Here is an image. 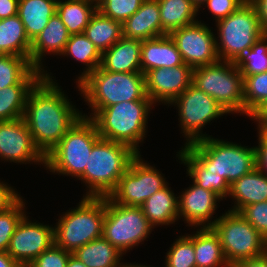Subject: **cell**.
Returning a JSON list of instances; mask_svg holds the SVG:
<instances>
[{
	"instance_id": "cell-1",
	"label": "cell",
	"mask_w": 267,
	"mask_h": 267,
	"mask_svg": "<svg viewBox=\"0 0 267 267\" xmlns=\"http://www.w3.org/2000/svg\"><path fill=\"white\" fill-rule=\"evenodd\" d=\"M52 78L45 70L27 96L23 116L35 146L44 156L82 117V112L72 105L62 86Z\"/></svg>"
},
{
	"instance_id": "cell-2",
	"label": "cell",
	"mask_w": 267,
	"mask_h": 267,
	"mask_svg": "<svg viewBox=\"0 0 267 267\" xmlns=\"http://www.w3.org/2000/svg\"><path fill=\"white\" fill-rule=\"evenodd\" d=\"M80 95L91 108V117L97 110L121 102L150 99L146 94L145 75L142 72H109L101 66L77 84ZM83 94V95H82Z\"/></svg>"
},
{
	"instance_id": "cell-3",
	"label": "cell",
	"mask_w": 267,
	"mask_h": 267,
	"mask_svg": "<svg viewBox=\"0 0 267 267\" xmlns=\"http://www.w3.org/2000/svg\"><path fill=\"white\" fill-rule=\"evenodd\" d=\"M137 155L126 144L100 138L92 148L85 171L77 178L88 188L83 197H108Z\"/></svg>"
},
{
	"instance_id": "cell-4",
	"label": "cell",
	"mask_w": 267,
	"mask_h": 267,
	"mask_svg": "<svg viewBox=\"0 0 267 267\" xmlns=\"http://www.w3.org/2000/svg\"><path fill=\"white\" fill-rule=\"evenodd\" d=\"M152 106L151 99L121 102L101 108L89 118L101 138L126 144L140 154L139 143L146 138Z\"/></svg>"
},
{
	"instance_id": "cell-5",
	"label": "cell",
	"mask_w": 267,
	"mask_h": 267,
	"mask_svg": "<svg viewBox=\"0 0 267 267\" xmlns=\"http://www.w3.org/2000/svg\"><path fill=\"white\" fill-rule=\"evenodd\" d=\"M207 170L223 177L229 185L256 168L255 147L215 139L212 135L184 146Z\"/></svg>"
},
{
	"instance_id": "cell-6",
	"label": "cell",
	"mask_w": 267,
	"mask_h": 267,
	"mask_svg": "<svg viewBox=\"0 0 267 267\" xmlns=\"http://www.w3.org/2000/svg\"><path fill=\"white\" fill-rule=\"evenodd\" d=\"M63 213L54 225L57 246L74 253L81 246L102 237L105 197H82L75 208Z\"/></svg>"
},
{
	"instance_id": "cell-7",
	"label": "cell",
	"mask_w": 267,
	"mask_h": 267,
	"mask_svg": "<svg viewBox=\"0 0 267 267\" xmlns=\"http://www.w3.org/2000/svg\"><path fill=\"white\" fill-rule=\"evenodd\" d=\"M100 138L94 122L82 116L45 156L44 167L54 174L78 178Z\"/></svg>"
},
{
	"instance_id": "cell-8",
	"label": "cell",
	"mask_w": 267,
	"mask_h": 267,
	"mask_svg": "<svg viewBox=\"0 0 267 267\" xmlns=\"http://www.w3.org/2000/svg\"><path fill=\"white\" fill-rule=\"evenodd\" d=\"M216 48L220 60L236 62L265 32L255 5L246 0L228 17L216 22Z\"/></svg>"
},
{
	"instance_id": "cell-9",
	"label": "cell",
	"mask_w": 267,
	"mask_h": 267,
	"mask_svg": "<svg viewBox=\"0 0 267 267\" xmlns=\"http://www.w3.org/2000/svg\"><path fill=\"white\" fill-rule=\"evenodd\" d=\"M192 85L214 98L229 114L245 115L243 75L235 62L219 60L193 68Z\"/></svg>"
},
{
	"instance_id": "cell-10",
	"label": "cell",
	"mask_w": 267,
	"mask_h": 267,
	"mask_svg": "<svg viewBox=\"0 0 267 267\" xmlns=\"http://www.w3.org/2000/svg\"><path fill=\"white\" fill-rule=\"evenodd\" d=\"M211 228L229 265L267 254V240L239 212L222 213Z\"/></svg>"
},
{
	"instance_id": "cell-11",
	"label": "cell",
	"mask_w": 267,
	"mask_h": 267,
	"mask_svg": "<svg viewBox=\"0 0 267 267\" xmlns=\"http://www.w3.org/2000/svg\"><path fill=\"white\" fill-rule=\"evenodd\" d=\"M153 230L141 207L117 204L109 196L105 197L102 236L124 255L143 244Z\"/></svg>"
},
{
	"instance_id": "cell-12",
	"label": "cell",
	"mask_w": 267,
	"mask_h": 267,
	"mask_svg": "<svg viewBox=\"0 0 267 267\" xmlns=\"http://www.w3.org/2000/svg\"><path fill=\"white\" fill-rule=\"evenodd\" d=\"M172 105L178 108L179 127L186 138L184 146L210 137L206 132L203 134V127L219 116L229 114L214 98L192 84L169 106Z\"/></svg>"
},
{
	"instance_id": "cell-13",
	"label": "cell",
	"mask_w": 267,
	"mask_h": 267,
	"mask_svg": "<svg viewBox=\"0 0 267 267\" xmlns=\"http://www.w3.org/2000/svg\"><path fill=\"white\" fill-rule=\"evenodd\" d=\"M138 154L122 175L109 197L117 204L140 207L146 199L164 188L165 176Z\"/></svg>"
},
{
	"instance_id": "cell-14",
	"label": "cell",
	"mask_w": 267,
	"mask_h": 267,
	"mask_svg": "<svg viewBox=\"0 0 267 267\" xmlns=\"http://www.w3.org/2000/svg\"><path fill=\"white\" fill-rule=\"evenodd\" d=\"M170 37L186 65L196 68L218 62L216 34L201 20L189 26L173 30Z\"/></svg>"
},
{
	"instance_id": "cell-15",
	"label": "cell",
	"mask_w": 267,
	"mask_h": 267,
	"mask_svg": "<svg viewBox=\"0 0 267 267\" xmlns=\"http://www.w3.org/2000/svg\"><path fill=\"white\" fill-rule=\"evenodd\" d=\"M28 217L25 214L18 223L7 249V253L21 267H27L55 243L53 225L32 222Z\"/></svg>"
},
{
	"instance_id": "cell-16",
	"label": "cell",
	"mask_w": 267,
	"mask_h": 267,
	"mask_svg": "<svg viewBox=\"0 0 267 267\" xmlns=\"http://www.w3.org/2000/svg\"><path fill=\"white\" fill-rule=\"evenodd\" d=\"M0 159L4 162L45 165L24 118L0 121Z\"/></svg>"
},
{
	"instance_id": "cell-17",
	"label": "cell",
	"mask_w": 267,
	"mask_h": 267,
	"mask_svg": "<svg viewBox=\"0 0 267 267\" xmlns=\"http://www.w3.org/2000/svg\"><path fill=\"white\" fill-rule=\"evenodd\" d=\"M193 68L182 64L172 68H157L145 74L146 94L152 103L169 105L192 84Z\"/></svg>"
},
{
	"instance_id": "cell-18",
	"label": "cell",
	"mask_w": 267,
	"mask_h": 267,
	"mask_svg": "<svg viewBox=\"0 0 267 267\" xmlns=\"http://www.w3.org/2000/svg\"><path fill=\"white\" fill-rule=\"evenodd\" d=\"M192 183L178 196V217L179 219L183 217L182 220L191 229L193 226L195 228L211 227L218 219L213 216L216 214L217 202L223 199L214 192Z\"/></svg>"
},
{
	"instance_id": "cell-19",
	"label": "cell",
	"mask_w": 267,
	"mask_h": 267,
	"mask_svg": "<svg viewBox=\"0 0 267 267\" xmlns=\"http://www.w3.org/2000/svg\"><path fill=\"white\" fill-rule=\"evenodd\" d=\"M70 38L67 27L61 21V18L55 13L46 27L38 34L31 43L30 49V62L42 73L45 71L43 66V57L46 54H53L55 56H61Z\"/></svg>"
},
{
	"instance_id": "cell-20",
	"label": "cell",
	"mask_w": 267,
	"mask_h": 267,
	"mask_svg": "<svg viewBox=\"0 0 267 267\" xmlns=\"http://www.w3.org/2000/svg\"><path fill=\"white\" fill-rule=\"evenodd\" d=\"M185 64L176 43L169 34L142 41L141 72L145 75L149 70L172 68Z\"/></svg>"
},
{
	"instance_id": "cell-21",
	"label": "cell",
	"mask_w": 267,
	"mask_h": 267,
	"mask_svg": "<svg viewBox=\"0 0 267 267\" xmlns=\"http://www.w3.org/2000/svg\"><path fill=\"white\" fill-rule=\"evenodd\" d=\"M123 36L135 40L162 36L160 9L157 0H144L140 8L122 23Z\"/></svg>"
},
{
	"instance_id": "cell-22",
	"label": "cell",
	"mask_w": 267,
	"mask_h": 267,
	"mask_svg": "<svg viewBox=\"0 0 267 267\" xmlns=\"http://www.w3.org/2000/svg\"><path fill=\"white\" fill-rule=\"evenodd\" d=\"M142 41L122 36L102 53L101 67L109 72H141Z\"/></svg>"
},
{
	"instance_id": "cell-23",
	"label": "cell",
	"mask_w": 267,
	"mask_h": 267,
	"mask_svg": "<svg viewBox=\"0 0 267 267\" xmlns=\"http://www.w3.org/2000/svg\"><path fill=\"white\" fill-rule=\"evenodd\" d=\"M228 197L234 200V206L229 210L233 212L267 201V175L256 167L230 185Z\"/></svg>"
},
{
	"instance_id": "cell-24",
	"label": "cell",
	"mask_w": 267,
	"mask_h": 267,
	"mask_svg": "<svg viewBox=\"0 0 267 267\" xmlns=\"http://www.w3.org/2000/svg\"><path fill=\"white\" fill-rule=\"evenodd\" d=\"M140 207L154 228L175 224L179 220L178 196L168 184L146 199Z\"/></svg>"
},
{
	"instance_id": "cell-25",
	"label": "cell",
	"mask_w": 267,
	"mask_h": 267,
	"mask_svg": "<svg viewBox=\"0 0 267 267\" xmlns=\"http://www.w3.org/2000/svg\"><path fill=\"white\" fill-rule=\"evenodd\" d=\"M43 73L25 57L0 54V89L12 85H35Z\"/></svg>"
},
{
	"instance_id": "cell-26",
	"label": "cell",
	"mask_w": 267,
	"mask_h": 267,
	"mask_svg": "<svg viewBox=\"0 0 267 267\" xmlns=\"http://www.w3.org/2000/svg\"><path fill=\"white\" fill-rule=\"evenodd\" d=\"M57 0H19L18 15L28 38L33 41L56 13Z\"/></svg>"
},
{
	"instance_id": "cell-27",
	"label": "cell",
	"mask_w": 267,
	"mask_h": 267,
	"mask_svg": "<svg viewBox=\"0 0 267 267\" xmlns=\"http://www.w3.org/2000/svg\"><path fill=\"white\" fill-rule=\"evenodd\" d=\"M31 43L18 14L0 19V54L17 55L30 60Z\"/></svg>"
},
{
	"instance_id": "cell-28",
	"label": "cell",
	"mask_w": 267,
	"mask_h": 267,
	"mask_svg": "<svg viewBox=\"0 0 267 267\" xmlns=\"http://www.w3.org/2000/svg\"><path fill=\"white\" fill-rule=\"evenodd\" d=\"M196 230L193 234L196 267H230L214 230L211 227Z\"/></svg>"
},
{
	"instance_id": "cell-29",
	"label": "cell",
	"mask_w": 267,
	"mask_h": 267,
	"mask_svg": "<svg viewBox=\"0 0 267 267\" xmlns=\"http://www.w3.org/2000/svg\"><path fill=\"white\" fill-rule=\"evenodd\" d=\"M176 153L179 163L186 165V174L196 185L214 192L222 199L228 198L230 185L223 177L207 173L204 166L184 146Z\"/></svg>"
},
{
	"instance_id": "cell-30",
	"label": "cell",
	"mask_w": 267,
	"mask_h": 267,
	"mask_svg": "<svg viewBox=\"0 0 267 267\" xmlns=\"http://www.w3.org/2000/svg\"><path fill=\"white\" fill-rule=\"evenodd\" d=\"M160 9L162 36L173 30L189 26L198 21V9L190 0H157Z\"/></svg>"
},
{
	"instance_id": "cell-31",
	"label": "cell",
	"mask_w": 267,
	"mask_h": 267,
	"mask_svg": "<svg viewBox=\"0 0 267 267\" xmlns=\"http://www.w3.org/2000/svg\"><path fill=\"white\" fill-rule=\"evenodd\" d=\"M72 254L87 267H118L124 256L103 236L81 246Z\"/></svg>"
},
{
	"instance_id": "cell-32",
	"label": "cell",
	"mask_w": 267,
	"mask_h": 267,
	"mask_svg": "<svg viewBox=\"0 0 267 267\" xmlns=\"http://www.w3.org/2000/svg\"><path fill=\"white\" fill-rule=\"evenodd\" d=\"M96 11L97 4L90 0H57L56 13L70 35L83 33Z\"/></svg>"
},
{
	"instance_id": "cell-33",
	"label": "cell",
	"mask_w": 267,
	"mask_h": 267,
	"mask_svg": "<svg viewBox=\"0 0 267 267\" xmlns=\"http://www.w3.org/2000/svg\"><path fill=\"white\" fill-rule=\"evenodd\" d=\"M83 33L103 53L123 36L122 23L97 10Z\"/></svg>"
},
{
	"instance_id": "cell-34",
	"label": "cell",
	"mask_w": 267,
	"mask_h": 267,
	"mask_svg": "<svg viewBox=\"0 0 267 267\" xmlns=\"http://www.w3.org/2000/svg\"><path fill=\"white\" fill-rule=\"evenodd\" d=\"M63 55L72 57L86 66L76 79L77 84L101 65L102 53L84 33L70 35L61 56L64 57Z\"/></svg>"
},
{
	"instance_id": "cell-35",
	"label": "cell",
	"mask_w": 267,
	"mask_h": 267,
	"mask_svg": "<svg viewBox=\"0 0 267 267\" xmlns=\"http://www.w3.org/2000/svg\"><path fill=\"white\" fill-rule=\"evenodd\" d=\"M245 115L251 119L267 104V72L243 75Z\"/></svg>"
},
{
	"instance_id": "cell-36",
	"label": "cell",
	"mask_w": 267,
	"mask_h": 267,
	"mask_svg": "<svg viewBox=\"0 0 267 267\" xmlns=\"http://www.w3.org/2000/svg\"><path fill=\"white\" fill-rule=\"evenodd\" d=\"M35 85H12L0 89V121L22 118L26 100Z\"/></svg>"
},
{
	"instance_id": "cell-37",
	"label": "cell",
	"mask_w": 267,
	"mask_h": 267,
	"mask_svg": "<svg viewBox=\"0 0 267 267\" xmlns=\"http://www.w3.org/2000/svg\"><path fill=\"white\" fill-rule=\"evenodd\" d=\"M242 75L267 72V33L235 62Z\"/></svg>"
},
{
	"instance_id": "cell-38",
	"label": "cell",
	"mask_w": 267,
	"mask_h": 267,
	"mask_svg": "<svg viewBox=\"0 0 267 267\" xmlns=\"http://www.w3.org/2000/svg\"><path fill=\"white\" fill-rule=\"evenodd\" d=\"M193 233L175 239L166 252L164 267H196Z\"/></svg>"
},
{
	"instance_id": "cell-39",
	"label": "cell",
	"mask_w": 267,
	"mask_h": 267,
	"mask_svg": "<svg viewBox=\"0 0 267 267\" xmlns=\"http://www.w3.org/2000/svg\"><path fill=\"white\" fill-rule=\"evenodd\" d=\"M24 197H21L13 206L9 209L0 212V251L7 252L10 239L14 234V231L21 221L23 216L27 213L26 202Z\"/></svg>"
},
{
	"instance_id": "cell-40",
	"label": "cell",
	"mask_w": 267,
	"mask_h": 267,
	"mask_svg": "<svg viewBox=\"0 0 267 267\" xmlns=\"http://www.w3.org/2000/svg\"><path fill=\"white\" fill-rule=\"evenodd\" d=\"M144 0H101L97 10L111 19L123 23L132 16Z\"/></svg>"
},
{
	"instance_id": "cell-41",
	"label": "cell",
	"mask_w": 267,
	"mask_h": 267,
	"mask_svg": "<svg viewBox=\"0 0 267 267\" xmlns=\"http://www.w3.org/2000/svg\"><path fill=\"white\" fill-rule=\"evenodd\" d=\"M239 213L267 240V201L245 206Z\"/></svg>"
},
{
	"instance_id": "cell-42",
	"label": "cell",
	"mask_w": 267,
	"mask_h": 267,
	"mask_svg": "<svg viewBox=\"0 0 267 267\" xmlns=\"http://www.w3.org/2000/svg\"><path fill=\"white\" fill-rule=\"evenodd\" d=\"M71 254V252L66 251L54 243L27 267H66Z\"/></svg>"
},
{
	"instance_id": "cell-43",
	"label": "cell",
	"mask_w": 267,
	"mask_h": 267,
	"mask_svg": "<svg viewBox=\"0 0 267 267\" xmlns=\"http://www.w3.org/2000/svg\"><path fill=\"white\" fill-rule=\"evenodd\" d=\"M246 0H206L203 6L210 13L215 20V23L223 18L228 17L230 14L235 12L242 3Z\"/></svg>"
},
{
	"instance_id": "cell-44",
	"label": "cell",
	"mask_w": 267,
	"mask_h": 267,
	"mask_svg": "<svg viewBox=\"0 0 267 267\" xmlns=\"http://www.w3.org/2000/svg\"><path fill=\"white\" fill-rule=\"evenodd\" d=\"M256 167L267 175V129L257 126Z\"/></svg>"
},
{
	"instance_id": "cell-45",
	"label": "cell",
	"mask_w": 267,
	"mask_h": 267,
	"mask_svg": "<svg viewBox=\"0 0 267 267\" xmlns=\"http://www.w3.org/2000/svg\"><path fill=\"white\" fill-rule=\"evenodd\" d=\"M22 196L15 188H12L7 182L0 180V212L9 209L13 206Z\"/></svg>"
},
{
	"instance_id": "cell-46",
	"label": "cell",
	"mask_w": 267,
	"mask_h": 267,
	"mask_svg": "<svg viewBox=\"0 0 267 267\" xmlns=\"http://www.w3.org/2000/svg\"><path fill=\"white\" fill-rule=\"evenodd\" d=\"M19 0H0V19L18 14Z\"/></svg>"
},
{
	"instance_id": "cell-47",
	"label": "cell",
	"mask_w": 267,
	"mask_h": 267,
	"mask_svg": "<svg viewBox=\"0 0 267 267\" xmlns=\"http://www.w3.org/2000/svg\"><path fill=\"white\" fill-rule=\"evenodd\" d=\"M256 7L261 26L267 33V0H250Z\"/></svg>"
},
{
	"instance_id": "cell-48",
	"label": "cell",
	"mask_w": 267,
	"mask_h": 267,
	"mask_svg": "<svg viewBox=\"0 0 267 267\" xmlns=\"http://www.w3.org/2000/svg\"><path fill=\"white\" fill-rule=\"evenodd\" d=\"M230 267H267V254L259 258L233 263Z\"/></svg>"
},
{
	"instance_id": "cell-49",
	"label": "cell",
	"mask_w": 267,
	"mask_h": 267,
	"mask_svg": "<svg viewBox=\"0 0 267 267\" xmlns=\"http://www.w3.org/2000/svg\"><path fill=\"white\" fill-rule=\"evenodd\" d=\"M257 126L267 129V104L251 119Z\"/></svg>"
},
{
	"instance_id": "cell-50",
	"label": "cell",
	"mask_w": 267,
	"mask_h": 267,
	"mask_svg": "<svg viewBox=\"0 0 267 267\" xmlns=\"http://www.w3.org/2000/svg\"><path fill=\"white\" fill-rule=\"evenodd\" d=\"M0 267H21L7 252L0 251Z\"/></svg>"
},
{
	"instance_id": "cell-51",
	"label": "cell",
	"mask_w": 267,
	"mask_h": 267,
	"mask_svg": "<svg viewBox=\"0 0 267 267\" xmlns=\"http://www.w3.org/2000/svg\"><path fill=\"white\" fill-rule=\"evenodd\" d=\"M66 267H87L83 264L75 255L71 254L69 256Z\"/></svg>"
},
{
	"instance_id": "cell-52",
	"label": "cell",
	"mask_w": 267,
	"mask_h": 267,
	"mask_svg": "<svg viewBox=\"0 0 267 267\" xmlns=\"http://www.w3.org/2000/svg\"><path fill=\"white\" fill-rule=\"evenodd\" d=\"M150 266L151 265H149V266L148 265L146 266V265H143V264L141 265L140 263H138V264L137 263L136 264L133 263L132 264V263H129V262L128 263L121 262L118 267H150Z\"/></svg>"
},
{
	"instance_id": "cell-53",
	"label": "cell",
	"mask_w": 267,
	"mask_h": 267,
	"mask_svg": "<svg viewBox=\"0 0 267 267\" xmlns=\"http://www.w3.org/2000/svg\"><path fill=\"white\" fill-rule=\"evenodd\" d=\"M190 1L199 11V9L203 7V4L205 3L206 0H190Z\"/></svg>"
},
{
	"instance_id": "cell-54",
	"label": "cell",
	"mask_w": 267,
	"mask_h": 267,
	"mask_svg": "<svg viewBox=\"0 0 267 267\" xmlns=\"http://www.w3.org/2000/svg\"><path fill=\"white\" fill-rule=\"evenodd\" d=\"M90 1H92V2H94V3H96V4H98L101 0H90Z\"/></svg>"
}]
</instances>
